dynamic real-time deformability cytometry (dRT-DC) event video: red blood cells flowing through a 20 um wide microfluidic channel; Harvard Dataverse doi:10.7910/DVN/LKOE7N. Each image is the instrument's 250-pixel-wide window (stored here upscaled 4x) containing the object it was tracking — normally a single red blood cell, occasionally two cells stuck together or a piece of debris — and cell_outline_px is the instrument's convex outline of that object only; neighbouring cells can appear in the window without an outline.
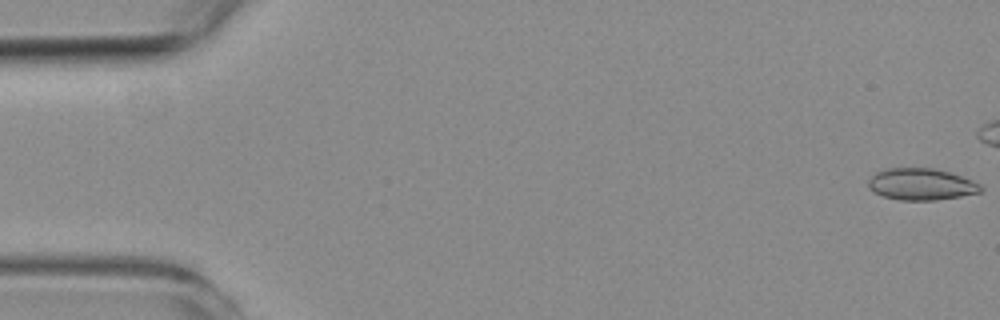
{"species": "common noctule bat (a hibernating species)", "species_latin": "Nyctalus noctula", "temperature_condition": "room temperature", "stored_images_in_passage": 44, "camera_frame_rate_fps": 3000, "um_per_image_px": 0.085, "animal": {"sex": "female", "body_mass_g": 19.3, "forearm_length_mm": 54.1}, "frame": {"image": 1, "passage_image": 1, "time_ms": 0.0, "image_size_px": [1000, 320], "cell_outline_px": [[984, 188], [980, 192], [960, 196], [932, 200], [900, 200], [884, 196], [868, 188], [868, 180], [876, 172], [884, 168], [932, 168], [948, 172], [972, 180], [980, 184]], "centroid_in_image_um": [78.29, 15.65], "position_along_channel_um": 6.7, "area_um2": 20.58}}
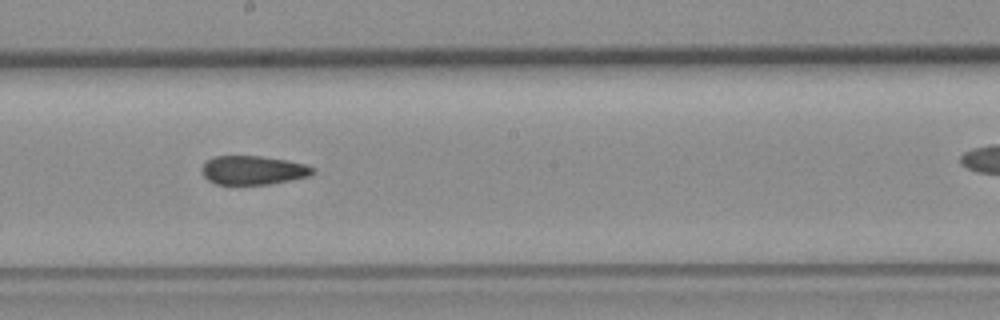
{"frame": {"image": 2, "passage_image": 30, "time_ms": 9.667, "image_size_px": [1000, 320], "cell_outline_px": [[316, 172], [308, 176], [268, 184], [216, 184], [208, 180], [204, 176], [200, 168], [212, 156], [260, 156], [288, 160], [304, 164], [316, 168]], "centroid_in_image_um": [21.51, 14.46], "position_along_channel_um": 226.7, "area_um2": 18.61}}
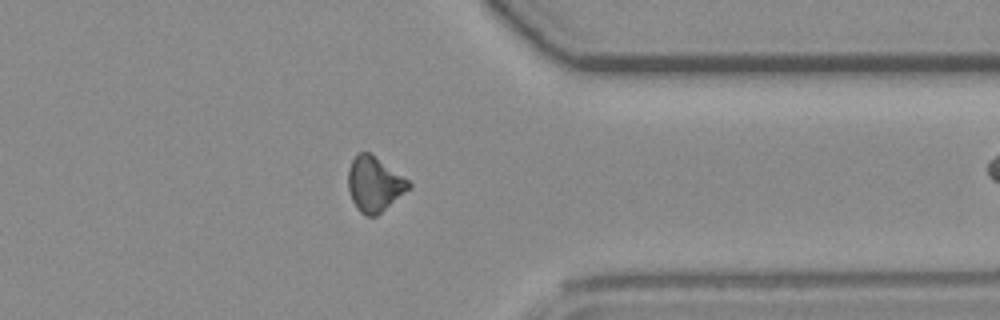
{"frame": {"image": 3, "passage_image": 43, "time_ms": 14.0, "image_size_px": [1000, 320], "cell_outline_px": [[412, 184], [408, 188], [376, 216], [368, 216], [360, 212], [356, 208], [352, 200], [348, 188], [348, 168], [352, 160], [360, 152], [368, 152], [408, 180]], "centroid_in_image_um": [31.77, 15.66], "position_along_channel_um": 379.6, "area_um2": 18.73}}